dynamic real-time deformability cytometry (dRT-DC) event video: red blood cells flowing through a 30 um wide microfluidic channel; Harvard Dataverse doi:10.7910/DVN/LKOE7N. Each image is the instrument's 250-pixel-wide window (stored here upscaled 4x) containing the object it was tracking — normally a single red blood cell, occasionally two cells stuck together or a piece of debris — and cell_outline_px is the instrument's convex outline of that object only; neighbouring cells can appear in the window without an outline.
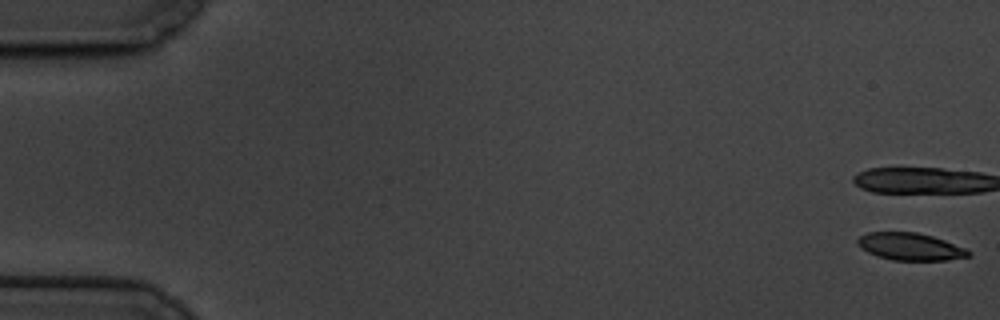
{"species": "common noctule bat (a hibernating species)", "species_latin": "Nyctalus noctula", "temperature_condition": "cold", "stored_images_in_passage": 17, "camera_frame_rate_fps": 3000, "um_per_image_px": 0.085, "animal": {"sex": "male", "body_mass_g": 19.5, "forearm_length_mm": 54.6}, "frame": {"image": 1, "passage_image": 1, "time_ms": 0.0, "image_size_px": [1000, 320], "cell_outline_px": [[972, 256], [948, 260], [892, 260], [876, 256], [860, 248], [856, 244], [856, 240], [860, 236], [868, 232], [916, 232], [932, 236], [944, 240], [964, 248], [972, 252]], "centroid_in_image_um": [77.35, 20.97], "position_along_channel_um": 7.7, "area_um2": 17.74}}